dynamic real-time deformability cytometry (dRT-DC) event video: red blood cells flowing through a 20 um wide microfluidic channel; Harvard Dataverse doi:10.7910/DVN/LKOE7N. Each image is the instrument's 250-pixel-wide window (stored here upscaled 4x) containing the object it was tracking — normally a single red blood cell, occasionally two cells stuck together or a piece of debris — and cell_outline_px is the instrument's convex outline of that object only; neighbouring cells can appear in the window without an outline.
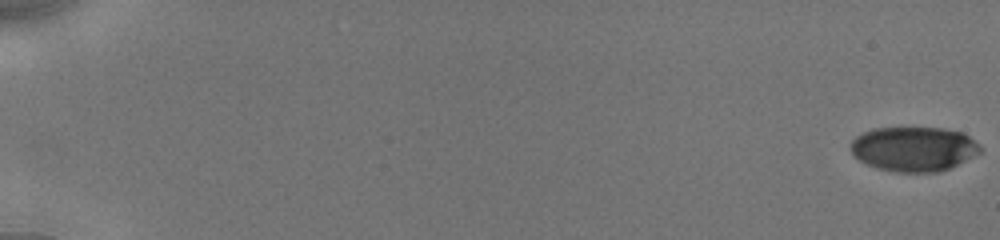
{"species": "human", "species_latin": "Homo sapiens", "temperature_condition": "cold", "stored_images_in_passage": 21, "camera_frame_rate_fps": 3000, "um_per_image_px": 0.085, "donor": {"sex": "male"}, "frame": {"image": 1, "passage_image": 1, "time_ms": 0.0, "image_size_px": [1000, 240], "cell_outline_px": [[980, 152], [940, 172], [896, 172], [876, 168], [860, 160], [848, 148], [848, 144], [856, 136], [872, 128], [944, 128], [960, 132], [968, 136], [980, 144]], "centroid_in_image_um": [77.62, 12.65], "position_along_channel_um": 7.4, "area_um2": 33.52}}
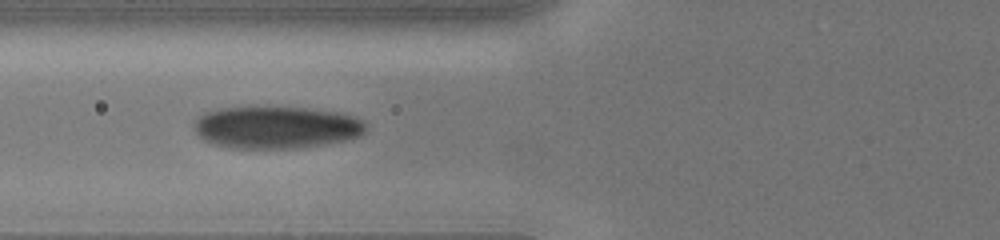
{"frame": {"image": 2, "passage_image": 15, "time_ms": 7.667, "image_size_px": [1000, 240], "cell_outline_px": [[364, 132], [360, 136], [344, 140], [304, 148], [228, 148], [212, 144], [204, 140], [196, 132], [196, 120], [204, 112], [220, 108], [252, 104], [308, 108], [336, 112], [352, 116], [360, 120], [364, 124]], "centroid_in_image_um": [23.42, 10.79], "position_along_channel_um": 102.4, "area_um2": 43.06}}
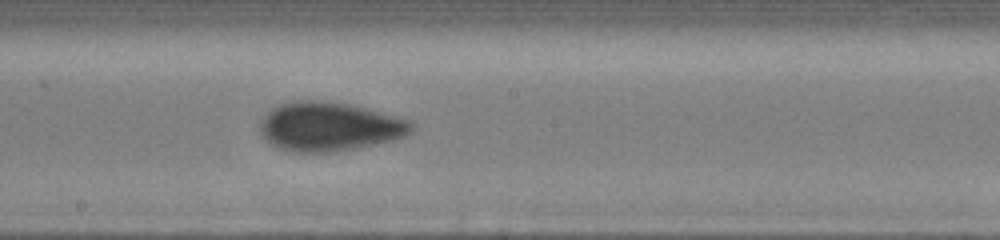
{"frame": {"image": 3, "passage_image": 21, "time_ms": 10.667, "image_size_px": [1000, 240], "cell_outline_px": [[416, 128], [412, 132], [404, 136], [392, 140], [332, 152], [292, 152], [276, 148], [260, 132], [260, 120], [272, 108], [280, 104], [292, 100], [320, 100], [352, 104], [412, 120], [416, 124]], "centroid_in_image_um": [28.02, 10.74], "position_along_channel_um": 220.2, "area_um2": 43.47}}